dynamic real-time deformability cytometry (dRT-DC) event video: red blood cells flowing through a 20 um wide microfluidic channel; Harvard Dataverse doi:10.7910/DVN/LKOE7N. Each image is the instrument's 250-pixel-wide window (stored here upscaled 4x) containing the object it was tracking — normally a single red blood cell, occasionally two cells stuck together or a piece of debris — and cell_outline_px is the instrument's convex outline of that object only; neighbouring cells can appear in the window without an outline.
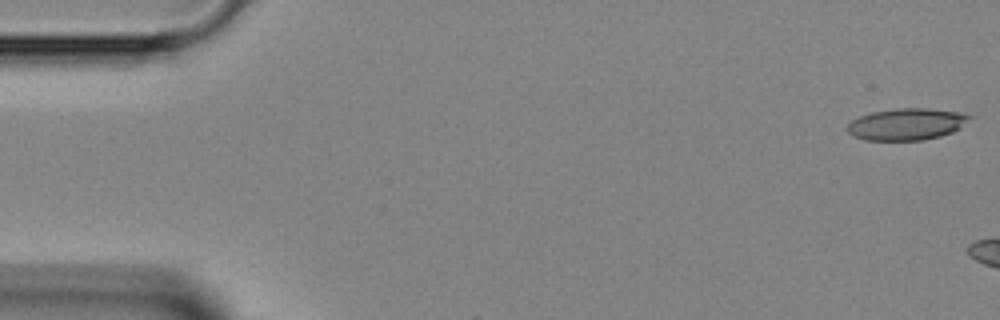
{"species": "Egyptian fruit bat (a non-hibernating species)", "species_latin": "Rousettus aegyptiacus", "temperature_condition": "room temperature", "stored_images_in_passage": 4, "camera_frame_rate_fps": 3000, "um_per_image_px": 0.085, "animal": {"sex": "female"}, "frame": {"image": 1, "passage_image": 1, "time_ms": 0.0, "image_size_px": [1000, 320], "cell_outline_px": [[976, 116], [960, 128], [952, 132], [940, 136], [924, 140], [864, 140], [852, 136], [848, 132], [848, 124], [852, 120], [860, 116], [872, 112], [896, 108], [928, 108], [964, 112]], "centroid_in_image_um": [77.13, 10.54], "position_along_channel_um": 7.9, "area_um2": 22.95}}